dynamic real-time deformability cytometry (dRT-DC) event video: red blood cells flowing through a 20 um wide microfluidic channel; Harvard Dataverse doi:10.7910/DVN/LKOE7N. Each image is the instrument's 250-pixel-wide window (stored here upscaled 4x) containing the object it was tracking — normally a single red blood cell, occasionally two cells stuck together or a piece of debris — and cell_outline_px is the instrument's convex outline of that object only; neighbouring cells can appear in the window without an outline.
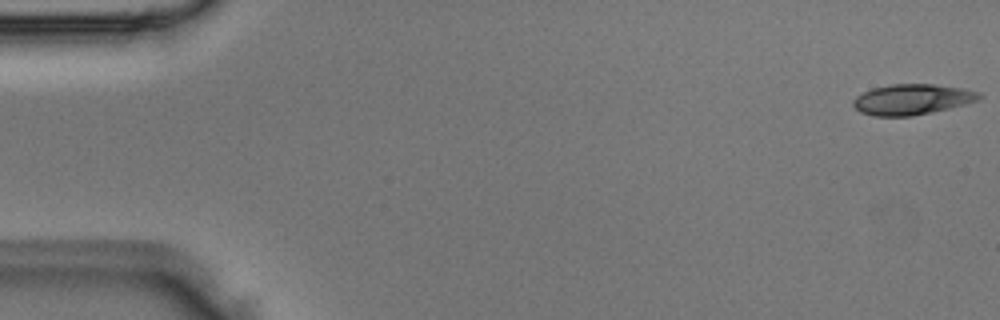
{"species": "Egyptian fruit bat (a non-hibernating species)", "species_latin": "Rousettus aegyptiacus", "temperature_condition": "room temperature", "stored_images_in_passage": 3, "camera_frame_rate_fps": 3000, "um_per_image_px": 0.085, "animal": {"sex": "male"}, "frame": {"image": 1, "passage_image": 1, "time_ms": 0.0, "image_size_px": [1000, 320], "cell_outline_px": [[984, 96], [976, 100], [964, 104], [932, 112], [912, 116], [872, 116], [860, 112], [852, 104], [852, 100], [856, 96], [872, 88], [892, 84], [932, 84], [960, 88], [980, 92]], "centroid_in_image_um": [77.49, 8.45], "position_along_channel_um": 7.5, "area_um2": 22.31}}
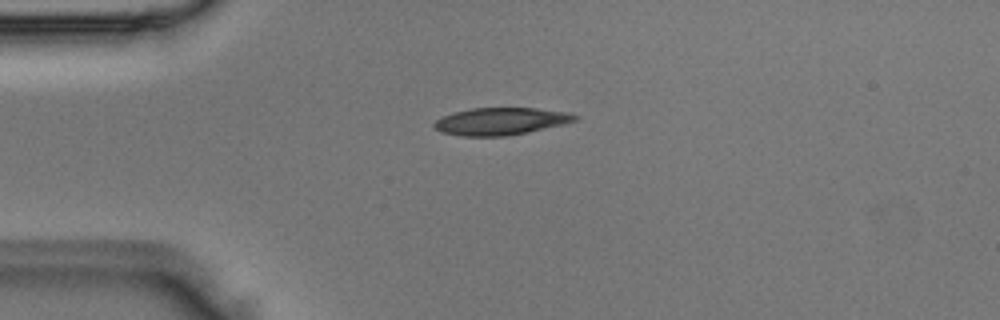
{"frame": {"image": 2, "passage_image": 2, "time_ms": 0.333, "image_size_px": [1000, 320], "cell_outline_px": [[580, 116], [576, 120], [564, 124], [528, 132], [504, 136], [460, 136], [440, 132], [432, 124], [436, 120], [452, 112], [472, 108], [536, 108], [568, 112]], "centroid_in_image_um": [42.56, 10.31], "position_along_channel_um": 42.4, "area_um2": 22.43}}
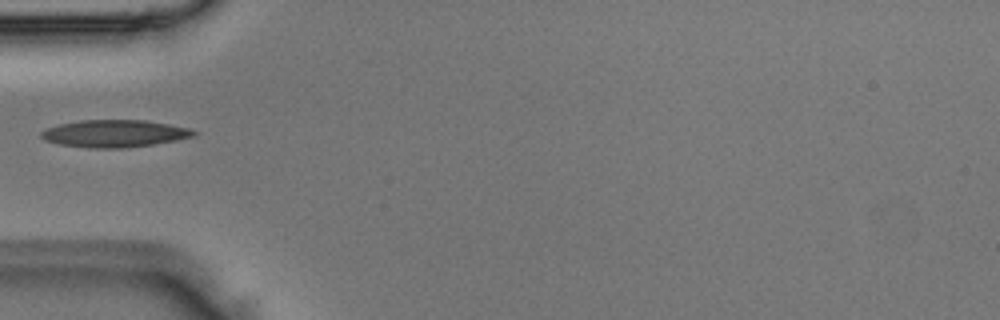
{"frame": {"image": 3, "passage_image": 3, "time_ms": 0.667, "image_size_px": [1000, 320], "cell_outline_px": [[196, 136], [176, 140], [152, 144], [124, 148], [88, 148], [60, 144], [44, 140], [40, 136], [40, 132], [48, 128], [60, 124], [80, 120], [144, 120], [168, 124], [188, 128], [196, 132]], "centroid_in_image_um": [9.71, 11.35], "position_along_channel_um": 75.3, "area_um2": 24.1}}